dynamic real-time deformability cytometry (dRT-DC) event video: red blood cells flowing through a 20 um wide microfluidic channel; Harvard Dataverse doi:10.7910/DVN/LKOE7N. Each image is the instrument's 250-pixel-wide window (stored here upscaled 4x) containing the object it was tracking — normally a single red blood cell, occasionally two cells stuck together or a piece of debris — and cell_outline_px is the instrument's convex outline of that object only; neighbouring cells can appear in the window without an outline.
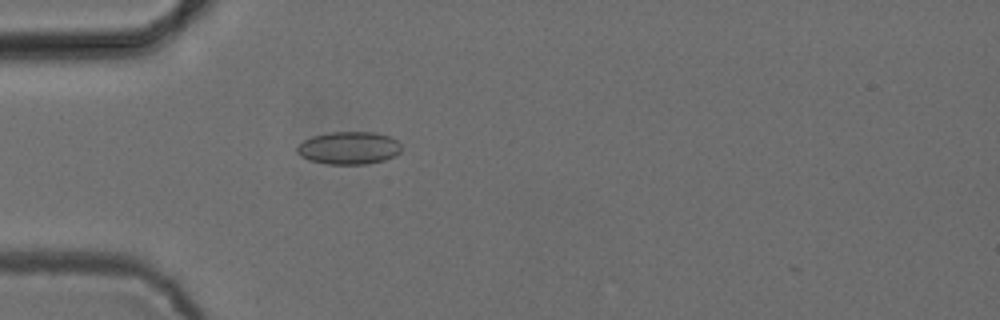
{"species": "common noctule bat (a hibernating species)", "species_latin": "Nyctalus noctula", "temperature_condition": "cold", "stored_images_in_passage": 52, "camera_frame_rate_fps": 3000, "um_per_image_px": 0.085, "animal": {"sex": "female", "body_mass_g": 24.6, "forearm_length_mm": 56.2}, "frame": {"image": 1, "passage_image": 14, "time_ms": 4.333, "image_size_px": [1000, 320], "cell_outline_px": [[400, 152], [396, 156], [384, 160], [364, 164], [328, 164], [308, 160], [300, 156], [296, 152], [296, 148], [304, 140], [312, 136], [332, 132], [376, 132], [388, 136], [396, 140], [400, 144]], "centroid_in_image_um": [29.64, 12.58], "position_along_channel_um": 55.4, "area_um2": 19.88}}
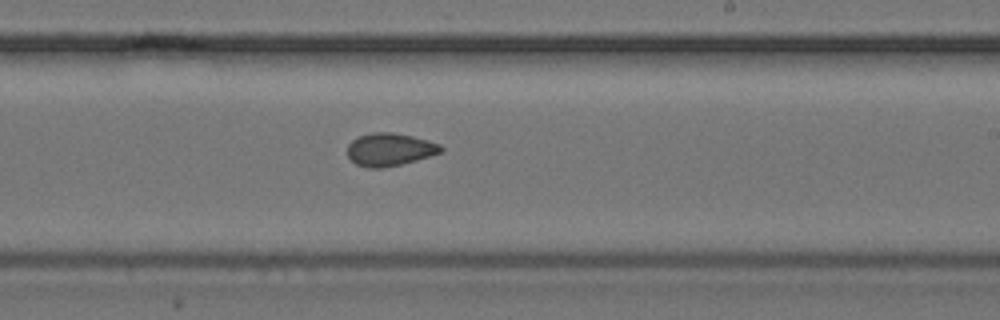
{"frame": {"image": 2, "passage_image": 30, "time_ms": 9.667, "image_size_px": [1000, 320], "cell_outline_px": [[444, 148], [440, 152], [416, 160], [384, 168], [368, 168], [356, 164], [348, 156], [348, 144], [352, 140], [360, 136], [372, 132], [392, 132], [412, 136], [428, 140], [440, 144]], "centroid_in_image_um": [33.11, 12.7], "position_along_channel_um": 255.9, "area_um2": 17.74}}
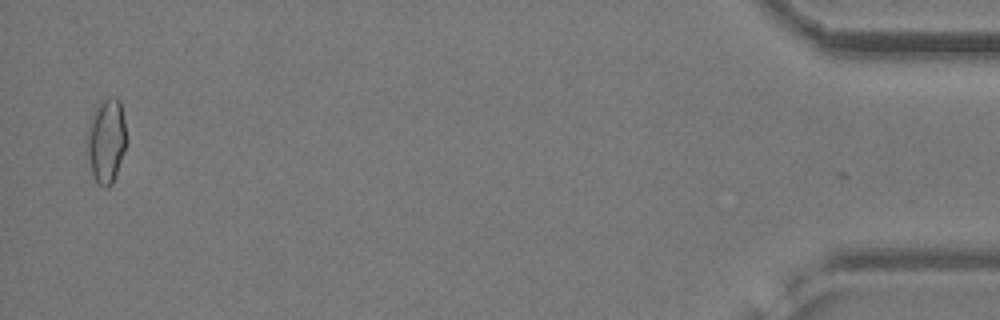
{"frame": {"image": 3, "passage_image": 50, "time_ms": 16.333, "image_size_px": [1000, 320], "cell_outline_px": [[128, 140], [112, 184], [108, 188], [104, 188], [92, 176], [84, 140], [88, 124], [96, 108], [108, 96], [116, 96], [120, 100]], "centroid_in_image_um": [9.02, 11.95], "position_along_channel_um": 426.2, "area_um2": 19.77}, "authors_computed_cell_mechanics": {"area_um2": 18.0914, "velocity_mm_per_s": 3.8831, "shape_relaxation_time_tau1_ms": 6.166, "shape_relaxation_time_tau2_ms": 2.0042, "deformation_change_tau1": 0.1043, "deformation_change_tau2": 0.0411}}